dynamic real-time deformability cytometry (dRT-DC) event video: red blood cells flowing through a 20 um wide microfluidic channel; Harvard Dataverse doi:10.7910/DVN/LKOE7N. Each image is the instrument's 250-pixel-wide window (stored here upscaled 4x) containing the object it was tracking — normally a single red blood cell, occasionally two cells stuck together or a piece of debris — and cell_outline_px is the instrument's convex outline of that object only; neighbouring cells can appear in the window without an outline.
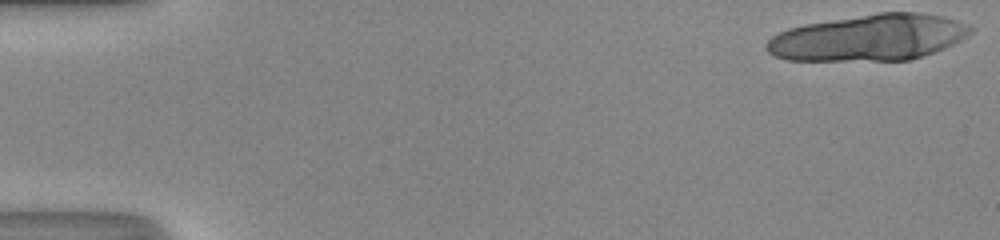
{"species": "human", "species_latin": "Homo sapiens", "temperature_condition": "room temperature", "stored_images_in_passage": 18, "camera_frame_rate_fps": 3000, "um_per_image_px": 0.085, "donor": {"sex": "male"}, "frame": {"image": 1, "passage_image": 1, "time_ms": 0.0, "image_size_px": [1000, 240], "cell_outline_px": [[972, 32], [960, 40], [944, 48], [908, 60], [788, 60], [772, 56], [764, 48], [764, 44], [772, 36], [788, 28], [804, 24], [880, 12], [920, 12], [940, 16], [956, 20], [968, 24], [972, 28]], "centroid_in_image_um": [73.81, 3.19], "position_along_channel_um": 11.2, "area_um2": 54.85}}